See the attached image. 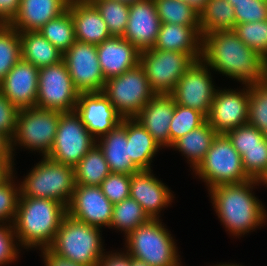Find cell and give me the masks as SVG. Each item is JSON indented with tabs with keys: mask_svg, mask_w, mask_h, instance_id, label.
Here are the masks:
<instances>
[{
	"mask_svg": "<svg viewBox=\"0 0 267 266\" xmlns=\"http://www.w3.org/2000/svg\"><path fill=\"white\" fill-rule=\"evenodd\" d=\"M60 113L37 107L19 109L15 133L11 139L13 157L16 145L30 151H39L43 157H47L55 139Z\"/></svg>",
	"mask_w": 267,
	"mask_h": 266,
	"instance_id": "cell-7",
	"label": "cell"
},
{
	"mask_svg": "<svg viewBox=\"0 0 267 266\" xmlns=\"http://www.w3.org/2000/svg\"><path fill=\"white\" fill-rule=\"evenodd\" d=\"M39 69L20 59L0 83L2 94L18 109L36 107Z\"/></svg>",
	"mask_w": 267,
	"mask_h": 266,
	"instance_id": "cell-18",
	"label": "cell"
},
{
	"mask_svg": "<svg viewBox=\"0 0 267 266\" xmlns=\"http://www.w3.org/2000/svg\"><path fill=\"white\" fill-rule=\"evenodd\" d=\"M261 181L250 179L241 183L220 184L209 189V196L220 222L230 234L244 236L261 227L267 211L253 191Z\"/></svg>",
	"mask_w": 267,
	"mask_h": 266,
	"instance_id": "cell-2",
	"label": "cell"
},
{
	"mask_svg": "<svg viewBox=\"0 0 267 266\" xmlns=\"http://www.w3.org/2000/svg\"><path fill=\"white\" fill-rule=\"evenodd\" d=\"M216 136L217 132L206 120L201 126L176 140L171 148L181 152L194 171L203 161Z\"/></svg>",
	"mask_w": 267,
	"mask_h": 266,
	"instance_id": "cell-29",
	"label": "cell"
},
{
	"mask_svg": "<svg viewBox=\"0 0 267 266\" xmlns=\"http://www.w3.org/2000/svg\"><path fill=\"white\" fill-rule=\"evenodd\" d=\"M201 36L215 31L234 30L236 16L228 0H208L199 13Z\"/></svg>",
	"mask_w": 267,
	"mask_h": 266,
	"instance_id": "cell-30",
	"label": "cell"
},
{
	"mask_svg": "<svg viewBox=\"0 0 267 266\" xmlns=\"http://www.w3.org/2000/svg\"><path fill=\"white\" fill-rule=\"evenodd\" d=\"M76 186L74 168L42 157L20 184V196L53 199L66 208Z\"/></svg>",
	"mask_w": 267,
	"mask_h": 266,
	"instance_id": "cell-6",
	"label": "cell"
},
{
	"mask_svg": "<svg viewBox=\"0 0 267 266\" xmlns=\"http://www.w3.org/2000/svg\"><path fill=\"white\" fill-rule=\"evenodd\" d=\"M194 61L182 52L149 48L140 51V65L145 69L155 94L170 95L178 80Z\"/></svg>",
	"mask_w": 267,
	"mask_h": 266,
	"instance_id": "cell-10",
	"label": "cell"
},
{
	"mask_svg": "<svg viewBox=\"0 0 267 266\" xmlns=\"http://www.w3.org/2000/svg\"><path fill=\"white\" fill-rule=\"evenodd\" d=\"M18 111L19 109L0 91V132L10 140L15 133Z\"/></svg>",
	"mask_w": 267,
	"mask_h": 266,
	"instance_id": "cell-46",
	"label": "cell"
},
{
	"mask_svg": "<svg viewBox=\"0 0 267 266\" xmlns=\"http://www.w3.org/2000/svg\"><path fill=\"white\" fill-rule=\"evenodd\" d=\"M68 4L69 0H21L18 13L9 25L18 32L38 31L61 15Z\"/></svg>",
	"mask_w": 267,
	"mask_h": 266,
	"instance_id": "cell-25",
	"label": "cell"
},
{
	"mask_svg": "<svg viewBox=\"0 0 267 266\" xmlns=\"http://www.w3.org/2000/svg\"><path fill=\"white\" fill-rule=\"evenodd\" d=\"M45 266H84L53 254L48 248L41 250Z\"/></svg>",
	"mask_w": 267,
	"mask_h": 266,
	"instance_id": "cell-49",
	"label": "cell"
},
{
	"mask_svg": "<svg viewBox=\"0 0 267 266\" xmlns=\"http://www.w3.org/2000/svg\"><path fill=\"white\" fill-rule=\"evenodd\" d=\"M76 41L99 45L111 37L107 25L89 0H69Z\"/></svg>",
	"mask_w": 267,
	"mask_h": 266,
	"instance_id": "cell-24",
	"label": "cell"
},
{
	"mask_svg": "<svg viewBox=\"0 0 267 266\" xmlns=\"http://www.w3.org/2000/svg\"><path fill=\"white\" fill-rule=\"evenodd\" d=\"M153 49L182 52L197 61L202 57L200 26L161 23Z\"/></svg>",
	"mask_w": 267,
	"mask_h": 266,
	"instance_id": "cell-23",
	"label": "cell"
},
{
	"mask_svg": "<svg viewBox=\"0 0 267 266\" xmlns=\"http://www.w3.org/2000/svg\"><path fill=\"white\" fill-rule=\"evenodd\" d=\"M214 266H242V265L233 264V263H232V264H231V263H230V264H226V263L221 264V263H220V264H216V265H214Z\"/></svg>",
	"mask_w": 267,
	"mask_h": 266,
	"instance_id": "cell-55",
	"label": "cell"
},
{
	"mask_svg": "<svg viewBox=\"0 0 267 266\" xmlns=\"http://www.w3.org/2000/svg\"><path fill=\"white\" fill-rule=\"evenodd\" d=\"M116 1H119V2H123V3H126V4H133L137 1H142V0H116Z\"/></svg>",
	"mask_w": 267,
	"mask_h": 266,
	"instance_id": "cell-54",
	"label": "cell"
},
{
	"mask_svg": "<svg viewBox=\"0 0 267 266\" xmlns=\"http://www.w3.org/2000/svg\"><path fill=\"white\" fill-rule=\"evenodd\" d=\"M225 135L241 156L248 148L262 147V142L265 140L262 131L248 123L236 127Z\"/></svg>",
	"mask_w": 267,
	"mask_h": 266,
	"instance_id": "cell-42",
	"label": "cell"
},
{
	"mask_svg": "<svg viewBox=\"0 0 267 266\" xmlns=\"http://www.w3.org/2000/svg\"><path fill=\"white\" fill-rule=\"evenodd\" d=\"M66 214L67 208L56 200L20 196L12 224L19 247L48 248Z\"/></svg>",
	"mask_w": 267,
	"mask_h": 266,
	"instance_id": "cell-3",
	"label": "cell"
},
{
	"mask_svg": "<svg viewBox=\"0 0 267 266\" xmlns=\"http://www.w3.org/2000/svg\"><path fill=\"white\" fill-rule=\"evenodd\" d=\"M161 23L199 25V13L184 0H154Z\"/></svg>",
	"mask_w": 267,
	"mask_h": 266,
	"instance_id": "cell-34",
	"label": "cell"
},
{
	"mask_svg": "<svg viewBox=\"0 0 267 266\" xmlns=\"http://www.w3.org/2000/svg\"><path fill=\"white\" fill-rule=\"evenodd\" d=\"M124 252V253H123ZM123 252H105L100 259L98 266H131V256ZM107 253V254H106Z\"/></svg>",
	"mask_w": 267,
	"mask_h": 266,
	"instance_id": "cell-47",
	"label": "cell"
},
{
	"mask_svg": "<svg viewBox=\"0 0 267 266\" xmlns=\"http://www.w3.org/2000/svg\"><path fill=\"white\" fill-rule=\"evenodd\" d=\"M75 112L96 140L113 130L123 119L102 91L79 93Z\"/></svg>",
	"mask_w": 267,
	"mask_h": 266,
	"instance_id": "cell-17",
	"label": "cell"
},
{
	"mask_svg": "<svg viewBox=\"0 0 267 266\" xmlns=\"http://www.w3.org/2000/svg\"><path fill=\"white\" fill-rule=\"evenodd\" d=\"M131 175L125 173H110L101 183L103 194L112 204L119 203L130 197Z\"/></svg>",
	"mask_w": 267,
	"mask_h": 266,
	"instance_id": "cell-43",
	"label": "cell"
},
{
	"mask_svg": "<svg viewBox=\"0 0 267 266\" xmlns=\"http://www.w3.org/2000/svg\"><path fill=\"white\" fill-rule=\"evenodd\" d=\"M151 218L141 207L140 203L131 197L113 205L110 227L123 231L124 236Z\"/></svg>",
	"mask_w": 267,
	"mask_h": 266,
	"instance_id": "cell-32",
	"label": "cell"
},
{
	"mask_svg": "<svg viewBox=\"0 0 267 266\" xmlns=\"http://www.w3.org/2000/svg\"><path fill=\"white\" fill-rule=\"evenodd\" d=\"M52 45L64 54L76 41L74 22L68 8L38 30Z\"/></svg>",
	"mask_w": 267,
	"mask_h": 266,
	"instance_id": "cell-33",
	"label": "cell"
},
{
	"mask_svg": "<svg viewBox=\"0 0 267 266\" xmlns=\"http://www.w3.org/2000/svg\"><path fill=\"white\" fill-rule=\"evenodd\" d=\"M62 60L80 93L103 91L106 80L99 65L97 45L75 41Z\"/></svg>",
	"mask_w": 267,
	"mask_h": 266,
	"instance_id": "cell-14",
	"label": "cell"
},
{
	"mask_svg": "<svg viewBox=\"0 0 267 266\" xmlns=\"http://www.w3.org/2000/svg\"><path fill=\"white\" fill-rule=\"evenodd\" d=\"M264 138L267 140V128L262 131Z\"/></svg>",
	"mask_w": 267,
	"mask_h": 266,
	"instance_id": "cell-58",
	"label": "cell"
},
{
	"mask_svg": "<svg viewBox=\"0 0 267 266\" xmlns=\"http://www.w3.org/2000/svg\"><path fill=\"white\" fill-rule=\"evenodd\" d=\"M236 25L239 23L259 22L267 19L266 0H247L234 2Z\"/></svg>",
	"mask_w": 267,
	"mask_h": 266,
	"instance_id": "cell-44",
	"label": "cell"
},
{
	"mask_svg": "<svg viewBox=\"0 0 267 266\" xmlns=\"http://www.w3.org/2000/svg\"><path fill=\"white\" fill-rule=\"evenodd\" d=\"M193 172L206 183L208 190L220 184L250 180L243 169L241 155L225 134H217L203 161Z\"/></svg>",
	"mask_w": 267,
	"mask_h": 266,
	"instance_id": "cell-8",
	"label": "cell"
},
{
	"mask_svg": "<svg viewBox=\"0 0 267 266\" xmlns=\"http://www.w3.org/2000/svg\"><path fill=\"white\" fill-rule=\"evenodd\" d=\"M18 245L13 225L0 224V266L17 261L20 253Z\"/></svg>",
	"mask_w": 267,
	"mask_h": 266,
	"instance_id": "cell-45",
	"label": "cell"
},
{
	"mask_svg": "<svg viewBox=\"0 0 267 266\" xmlns=\"http://www.w3.org/2000/svg\"><path fill=\"white\" fill-rule=\"evenodd\" d=\"M97 55L105 80L133 69L140 62V51L120 36H111L97 45Z\"/></svg>",
	"mask_w": 267,
	"mask_h": 266,
	"instance_id": "cell-21",
	"label": "cell"
},
{
	"mask_svg": "<svg viewBox=\"0 0 267 266\" xmlns=\"http://www.w3.org/2000/svg\"><path fill=\"white\" fill-rule=\"evenodd\" d=\"M164 226L161 219L138 226L125 236V251L151 266H182L175 239Z\"/></svg>",
	"mask_w": 267,
	"mask_h": 266,
	"instance_id": "cell-5",
	"label": "cell"
},
{
	"mask_svg": "<svg viewBox=\"0 0 267 266\" xmlns=\"http://www.w3.org/2000/svg\"><path fill=\"white\" fill-rule=\"evenodd\" d=\"M261 183L267 186V175L261 180Z\"/></svg>",
	"mask_w": 267,
	"mask_h": 266,
	"instance_id": "cell-57",
	"label": "cell"
},
{
	"mask_svg": "<svg viewBox=\"0 0 267 266\" xmlns=\"http://www.w3.org/2000/svg\"><path fill=\"white\" fill-rule=\"evenodd\" d=\"M201 59L211 70L243 85H256L267 79V61L244 44L233 30L205 34Z\"/></svg>",
	"mask_w": 267,
	"mask_h": 266,
	"instance_id": "cell-1",
	"label": "cell"
},
{
	"mask_svg": "<svg viewBox=\"0 0 267 266\" xmlns=\"http://www.w3.org/2000/svg\"><path fill=\"white\" fill-rule=\"evenodd\" d=\"M21 0H0V24H9L17 15Z\"/></svg>",
	"mask_w": 267,
	"mask_h": 266,
	"instance_id": "cell-48",
	"label": "cell"
},
{
	"mask_svg": "<svg viewBox=\"0 0 267 266\" xmlns=\"http://www.w3.org/2000/svg\"><path fill=\"white\" fill-rule=\"evenodd\" d=\"M109 165L111 173L133 174L140 171L129 157V142H127V118L113 130L96 140Z\"/></svg>",
	"mask_w": 267,
	"mask_h": 266,
	"instance_id": "cell-26",
	"label": "cell"
},
{
	"mask_svg": "<svg viewBox=\"0 0 267 266\" xmlns=\"http://www.w3.org/2000/svg\"><path fill=\"white\" fill-rule=\"evenodd\" d=\"M187 2L193 9L200 13L206 5L208 0H184Z\"/></svg>",
	"mask_w": 267,
	"mask_h": 266,
	"instance_id": "cell-52",
	"label": "cell"
},
{
	"mask_svg": "<svg viewBox=\"0 0 267 266\" xmlns=\"http://www.w3.org/2000/svg\"><path fill=\"white\" fill-rule=\"evenodd\" d=\"M20 59V32L9 24H0V83Z\"/></svg>",
	"mask_w": 267,
	"mask_h": 266,
	"instance_id": "cell-36",
	"label": "cell"
},
{
	"mask_svg": "<svg viewBox=\"0 0 267 266\" xmlns=\"http://www.w3.org/2000/svg\"><path fill=\"white\" fill-rule=\"evenodd\" d=\"M13 160V161H12ZM14 158L13 156H0V185L8 181L14 172Z\"/></svg>",
	"mask_w": 267,
	"mask_h": 266,
	"instance_id": "cell-50",
	"label": "cell"
},
{
	"mask_svg": "<svg viewBox=\"0 0 267 266\" xmlns=\"http://www.w3.org/2000/svg\"><path fill=\"white\" fill-rule=\"evenodd\" d=\"M113 205L100 186L77 185L67 206V215L88 225L110 227Z\"/></svg>",
	"mask_w": 267,
	"mask_h": 266,
	"instance_id": "cell-16",
	"label": "cell"
},
{
	"mask_svg": "<svg viewBox=\"0 0 267 266\" xmlns=\"http://www.w3.org/2000/svg\"><path fill=\"white\" fill-rule=\"evenodd\" d=\"M175 111L171 95L155 94L134 117L160 147H170L169 129Z\"/></svg>",
	"mask_w": 267,
	"mask_h": 266,
	"instance_id": "cell-22",
	"label": "cell"
},
{
	"mask_svg": "<svg viewBox=\"0 0 267 266\" xmlns=\"http://www.w3.org/2000/svg\"><path fill=\"white\" fill-rule=\"evenodd\" d=\"M228 1L233 6L234 2H243V1H247V0H228Z\"/></svg>",
	"mask_w": 267,
	"mask_h": 266,
	"instance_id": "cell-56",
	"label": "cell"
},
{
	"mask_svg": "<svg viewBox=\"0 0 267 266\" xmlns=\"http://www.w3.org/2000/svg\"><path fill=\"white\" fill-rule=\"evenodd\" d=\"M95 144L96 139L75 111L61 112L52 149L47 157L74 168Z\"/></svg>",
	"mask_w": 267,
	"mask_h": 266,
	"instance_id": "cell-11",
	"label": "cell"
},
{
	"mask_svg": "<svg viewBox=\"0 0 267 266\" xmlns=\"http://www.w3.org/2000/svg\"><path fill=\"white\" fill-rule=\"evenodd\" d=\"M242 89H216L207 121L217 134H226L238 126L247 124L249 86L245 85Z\"/></svg>",
	"mask_w": 267,
	"mask_h": 266,
	"instance_id": "cell-15",
	"label": "cell"
},
{
	"mask_svg": "<svg viewBox=\"0 0 267 266\" xmlns=\"http://www.w3.org/2000/svg\"><path fill=\"white\" fill-rule=\"evenodd\" d=\"M241 158L243 169L248 177L261 181L267 175V140L262 142V147L245 150Z\"/></svg>",
	"mask_w": 267,
	"mask_h": 266,
	"instance_id": "cell-40",
	"label": "cell"
},
{
	"mask_svg": "<svg viewBox=\"0 0 267 266\" xmlns=\"http://www.w3.org/2000/svg\"><path fill=\"white\" fill-rule=\"evenodd\" d=\"M0 156H13L11 140L0 132Z\"/></svg>",
	"mask_w": 267,
	"mask_h": 266,
	"instance_id": "cell-51",
	"label": "cell"
},
{
	"mask_svg": "<svg viewBox=\"0 0 267 266\" xmlns=\"http://www.w3.org/2000/svg\"><path fill=\"white\" fill-rule=\"evenodd\" d=\"M127 142L132 163L139 170H151L152 159L161 147L135 118H127Z\"/></svg>",
	"mask_w": 267,
	"mask_h": 266,
	"instance_id": "cell-27",
	"label": "cell"
},
{
	"mask_svg": "<svg viewBox=\"0 0 267 266\" xmlns=\"http://www.w3.org/2000/svg\"><path fill=\"white\" fill-rule=\"evenodd\" d=\"M131 266H151L144 261L131 257Z\"/></svg>",
	"mask_w": 267,
	"mask_h": 266,
	"instance_id": "cell-53",
	"label": "cell"
},
{
	"mask_svg": "<svg viewBox=\"0 0 267 266\" xmlns=\"http://www.w3.org/2000/svg\"><path fill=\"white\" fill-rule=\"evenodd\" d=\"M249 92L247 123L263 131L267 128V79L249 86Z\"/></svg>",
	"mask_w": 267,
	"mask_h": 266,
	"instance_id": "cell-39",
	"label": "cell"
},
{
	"mask_svg": "<svg viewBox=\"0 0 267 266\" xmlns=\"http://www.w3.org/2000/svg\"><path fill=\"white\" fill-rule=\"evenodd\" d=\"M212 82L210 68L199 59L187 68L170 95L176 104L193 108L207 118L216 93Z\"/></svg>",
	"mask_w": 267,
	"mask_h": 266,
	"instance_id": "cell-13",
	"label": "cell"
},
{
	"mask_svg": "<svg viewBox=\"0 0 267 266\" xmlns=\"http://www.w3.org/2000/svg\"><path fill=\"white\" fill-rule=\"evenodd\" d=\"M160 26L154 0L137 1L129 5L128 24L123 38L139 51L153 48Z\"/></svg>",
	"mask_w": 267,
	"mask_h": 266,
	"instance_id": "cell-19",
	"label": "cell"
},
{
	"mask_svg": "<svg viewBox=\"0 0 267 266\" xmlns=\"http://www.w3.org/2000/svg\"><path fill=\"white\" fill-rule=\"evenodd\" d=\"M21 59L38 69L54 65L62 60L63 54L39 31L20 32Z\"/></svg>",
	"mask_w": 267,
	"mask_h": 266,
	"instance_id": "cell-28",
	"label": "cell"
},
{
	"mask_svg": "<svg viewBox=\"0 0 267 266\" xmlns=\"http://www.w3.org/2000/svg\"><path fill=\"white\" fill-rule=\"evenodd\" d=\"M77 185L100 186L111 173L102 150L95 144L74 167Z\"/></svg>",
	"mask_w": 267,
	"mask_h": 266,
	"instance_id": "cell-31",
	"label": "cell"
},
{
	"mask_svg": "<svg viewBox=\"0 0 267 266\" xmlns=\"http://www.w3.org/2000/svg\"><path fill=\"white\" fill-rule=\"evenodd\" d=\"M233 31L244 44L267 61V19L259 22L239 23Z\"/></svg>",
	"mask_w": 267,
	"mask_h": 266,
	"instance_id": "cell-38",
	"label": "cell"
},
{
	"mask_svg": "<svg viewBox=\"0 0 267 266\" xmlns=\"http://www.w3.org/2000/svg\"><path fill=\"white\" fill-rule=\"evenodd\" d=\"M206 120L207 118L201 112L175 103V111L169 129L170 147L176 140L198 128Z\"/></svg>",
	"mask_w": 267,
	"mask_h": 266,
	"instance_id": "cell-37",
	"label": "cell"
},
{
	"mask_svg": "<svg viewBox=\"0 0 267 266\" xmlns=\"http://www.w3.org/2000/svg\"><path fill=\"white\" fill-rule=\"evenodd\" d=\"M152 171L140 170L131 174L130 197L140 203L151 219H159V213L171 205L174 195Z\"/></svg>",
	"mask_w": 267,
	"mask_h": 266,
	"instance_id": "cell-20",
	"label": "cell"
},
{
	"mask_svg": "<svg viewBox=\"0 0 267 266\" xmlns=\"http://www.w3.org/2000/svg\"><path fill=\"white\" fill-rule=\"evenodd\" d=\"M102 92L122 118H134L155 95L140 63L106 80Z\"/></svg>",
	"mask_w": 267,
	"mask_h": 266,
	"instance_id": "cell-9",
	"label": "cell"
},
{
	"mask_svg": "<svg viewBox=\"0 0 267 266\" xmlns=\"http://www.w3.org/2000/svg\"><path fill=\"white\" fill-rule=\"evenodd\" d=\"M79 93L63 60L39 69L37 108L60 112L75 111Z\"/></svg>",
	"mask_w": 267,
	"mask_h": 266,
	"instance_id": "cell-12",
	"label": "cell"
},
{
	"mask_svg": "<svg viewBox=\"0 0 267 266\" xmlns=\"http://www.w3.org/2000/svg\"><path fill=\"white\" fill-rule=\"evenodd\" d=\"M101 228L65 215L48 249L55 255L84 266H98L105 252Z\"/></svg>",
	"mask_w": 267,
	"mask_h": 266,
	"instance_id": "cell-4",
	"label": "cell"
},
{
	"mask_svg": "<svg viewBox=\"0 0 267 266\" xmlns=\"http://www.w3.org/2000/svg\"><path fill=\"white\" fill-rule=\"evenodd\" d=\"M12 176L0 185V224H13L20 197V184L14 183Z\"/></svg>",
	"mask_w": 267,
	"mask_h": 266,
	"instance_id": "cell-41",
	"label": "cell"
},
{
	"mask_svg": "<svg viewBox=\"0 0 267 266\" xmlns=\"http://www.w3.org/2000/svg\"><path fill=\"white\" fill-rule=\"evenodd\" d=\"M98 10L111 36L123 37L129 17V4L116 0H89Z\"/></svg>",
	"mask_w": 267,
	"mask_h": 266,
	"instance_id": "cell-35",
	"label": "cell"
}]
</instances>
